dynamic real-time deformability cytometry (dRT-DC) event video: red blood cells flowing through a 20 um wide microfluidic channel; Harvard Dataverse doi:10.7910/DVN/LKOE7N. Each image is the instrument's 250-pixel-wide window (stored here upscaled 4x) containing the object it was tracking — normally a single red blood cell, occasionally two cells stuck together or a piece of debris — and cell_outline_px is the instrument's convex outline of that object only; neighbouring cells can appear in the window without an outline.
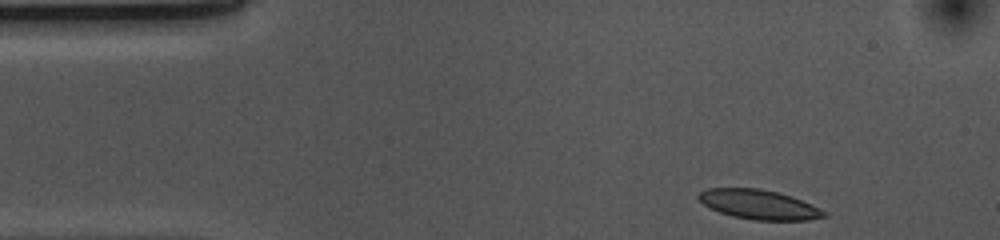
{"species": "common noctule bat (a hibernating species)", "species_latin": "Nyctalus noctula", "temperature_condition": "cold", "stored_images_in_passage": 37, "camera_frame_rate_fps": 3000, "um_per_image_px": 0.085, "animal": {"sex": "female", "body_mass_g": 10.0, "forearm_length_mm": 53.1}, "frame": {"image": 1, "passage_image": 1, "time_ms": 0.0, "image_size_px": [1000, 240], "cell_outline_px": [[828, 216], [808, 220], [752, 220], [732, 216], [720, 212], [704, 204], [696, 196], [700, 192], [708, 188], [760, 188], [776, 192], [800, 200], [828, 212]], "centroid_in_image_um": [64.5, 17.39], "position_along_channel_um": 20.5, "area_um2": 21.33}}
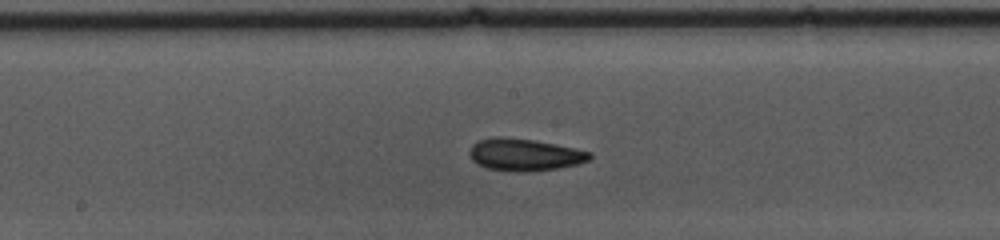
{"frame": {"image": 2, "passage_image": 21, "time_ms": 6.667, "image_size_px": [1000, 240], "cell_outline_px": [[592, 156], [588, 160], [576, 164], [560, 168], [528, 172], [516, 172], [488, 168], [476, 164], [472, 160], [468, 152], [472, 144], [480, 140], [492, 136], [504, 136], [532, 140], [556, 144], [592, 152]], "centroid_in_image_um": [44.56, 13.14], "position_along_channel_um": 203.6, "area_um2": 22.72}}
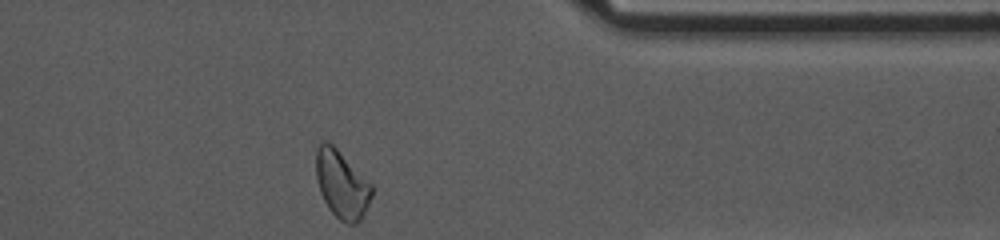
{"frame": {"image": 3, "passage_image": 37, "time_ms": 12.0, "image_size_px": [1000, 240], "cell_outline_px": [[372, 196], [360, 220], [356, 224], [344, 224], [328, 208], [320, 192], [316, 176], [316, 148], [320, 140], [324, 140], [332, 144], [372, 184]], "centroid_in_image_um": [29.03, 15.67], "position_along_channel_um": 382.4, "area_um2": 21.91}, "authors_computed_cell_mechanics": {"area_um2": 21.9062, "velocity_mm_per_s": 3.6902, "shape_relaxation_time_tau1_ms": 6.3378, "shape_relaxation_time_tau2_ms": 4.1331, "deformation_change_tau1": 0.1232, "deformation_change_tau2": 0.1104}}